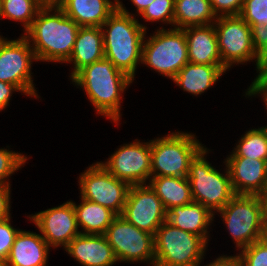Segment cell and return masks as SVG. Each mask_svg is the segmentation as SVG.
Instances as JSON below:
<instances>
[{"mask_svg": "<svg viewBox=\"0 0 267 266\" xmlns=\"http://www.w3.org/2000/svg\"><path fill=\"white\" fill-rule=\"evenodd\" d=\"M104 236L118 262H149L155 265L154 235L138 229L122 215H117Z\"/></svg>", "mask_w": 267, "mask_h": 266, "instance_id": "cell-10", "label": "cell"}, {"mask_svg": "<svg viewBox=\"0 0 267 266\" xmlns=\"http://www.w3.org/2000/svg\"><path fill=\"white\" fill-rule=\"evenodd\" d=\"M252 44L257 55L262 58L267 53V25H251Z\"/></svg>", "mask_w": 267, "mask_h": 266, "instance_id": "cell-35", "label": "cell"}, {"mask_svg": "<svg viewBox=\"0 0 267 266\" xmlns=\"http://www.w3.org/2000/svg\"><path fill=\"white\" fill-rule=\"evenodd\" d=\"M28 158L21 153L0 149V186L11 187L8 177L25 165ZM8 179V180H7Z\"/></svg>", "mask_w": 267, "mask_h": 266, "instance_id": "cell-29", "label": "cell"}, {"mask_svg": "<svg viewBox=\"0 0 267 266\" xmlns=\"http://www.w3.org/2000/svg\"><path fill=\"white\" fill-rule=\"evenodd\" d=\"M81 203L73 206L76 213L77 225L83 229L80 234L104 235L113 219L117 216L109 208L80 198Z\"/></svg>", "mask_w": 267, "mask_h": 266, "instance_id": "cell-26", "label": "cell"}, {"mask_svg": "<svg viewBox=\"0 0 267 266\" xmlns=\"http://www.w3.org/2000/svg\"><path fill=\"white\" fill-rule=\"evenodd\" d=\"M201 262L197 266H200ZM204 266H241L238 256H225L221 255L220 257L213 260L208 265Z\"/></svg>", "mask_w": 267, "mask_h": 266, "instance_id": "cell-39", "label": "cell"}, {"mask_svg": "<svg viewBox=\"0 0 267 266\" xmlns=\"http://www.w3.org/2000/svg\"><path fill=\"white\" fill-rule=\"evenodd\" d=\"M207 152L204 147L191 161L187 178L193 201L201 203L214 214L221 210L235 193L227 166L225 175L220 173L206 160Z\"/></svg>", "mask_w": 267, "mask_h": 266, "instance_id": "cell-6", "label": "cell"}, {"mask_svg": "<svg viewBox=\"0 0 267 266\" xmlns=\"http://www.w3.org/2000/svg\"><path fill=\"white\" fill-rule=\"evenodd\" d=\"M174 4L175 0H154L140 15L145 21H162L173 26Z\"/></svg>", "mask_w": 267, "mask_h": 266, "instance_id": "cell-30", "label": "cell"}, {"mask_svg": "<svg viewBox=\"0 0 267 266\" xmlns=\"http://www.w3.org/2000/svg\"><path fill=\"white\" fill-rule=\"evenodd\" d=\"M214 215L201 203L192 201L187 205L175 206L167 211V222L186 232L200 236L207 244Z\"/></svg>", "mask_w": 267, "mask_h": 266, "instance_id": "cell-20", "label": "cell"}, {"mask_svg": "<svg viewBox=\"0 0 267 266\" xmlns=\"http://www.w3.org/2000/svg\"><path fill=\"white\" fill-rule=\"evenodd\" d=\"M10 217L0 220V266L8 259L15 238L20 230L11 226Z\"/></svg>", "mask_w": 267, "mask_h": 266, "instance_id": "cell-33", "label": "cell"}, {"mask_svg": "<svg viewBox=\"0 0 267 266\" xmlns=\"http://www.w3.org/2000/svg\"><path fill=\"white\" fill-rule=\"evenodd\" d=\"M259 73L254 81H265L267 82V53L261 58V64L259 67Z\"/></svg>", "mask_w": 267, "mask_h": 266, "instance_id": "cell-40", "label": "cell"}, {"mask_svg": "<svg viewBox=\"0 0 267 266\" xmlns=\"http://www.w3.org/2000/svg\"><path fill=\"white\" fill-rule=\"evenodd\" d=\"M10 188L0 186V220L11 217L10 215Z\"/></svg>", "mask_w": 267, "mask_h": 266, "instance_id": "cell-37", "label": "cell"}, {"mask_svg": "<svg viewBox=\"0 0 267 266\" xmlns=\"http://www.w3.org/2000/svg\"><path fill=\"white\" fill-rule=\"evenodd\" d=\"M137 9L136 12L140 14L146 9L154 0H130Z\"/></svg>", "mask_w": 267, "mask_h": 266, "instance_id": "cell-41", "label": "cell"}, {"mask_svg": "<svg viewBox=\"0 0 267 266\" xmlns=\"http://www.w3.org/2000/svg\"><path fill=\"white\" fill-rule=\"evenodd\" d=\"M117 7L118 0H65L59 6L80 27H101Z\"/></svg>", "mask_w": 267, "mask_h": 266, "instance_id": "cell-21", "label": "cell"}, {"mask_svg": "<svg viewBox=\"0 0 267 266\" xmlns=\"http://www.w3.org/2000/svg\"><path fill=\"white\" fill-rule=\"evenodd\" d=\"M42 7H59L65 0H39Z\"/></svg>", "mask_w": 267, "mask_h": 266, "instance_id": "cell-42", "label": "cell"}, {"mask_svg": "<svg viewBox=\"0 0 267 266\" xmlns=\"http://www.w3.org/2000/svg\"><path fill=\"white\" fill-rule=\"evenodd\" d=\"M14 91L21 92L14 84L0 81V111L4 110L9 105L10 97Z\"/></svg>", "mask_w": 267, "mask_h": 266, "instance_id": "cell-36", "label": "cell"}, {"mask_svg": "<svg viewBox=\"0 0 267 266\" xmlns=\"http://www.w3.org/2000/svg\"><path fill=\"white\" fill-rule=\"evenodd\" d=\"M244 0H210L216 16H239Z\"/></svg>", "mask_w": 267, "mask_h": 266, "instance_id": "cell-34", "label": "cell"}, {"mask_svg": "<svg viewBox=\"0 0 267 266\" xmlns=\"http://www.w3.org/2000/svg\"><path fill=\"white\" fill-rule=\"evenodd\" d=\"M183 30L188 45L189 63L222 65L214 24L189 26Z\"/></svg>", "mask_w": 267, "mask_h": 266, "instance_id": "cell-19", "label": "cell"}, {"mask_svg": "<svg viewBox=\"0 0 267 266\" xmlns=\"http://www.w3.org/2000/svg\"><path fill=\"white\" fill-rule=\"evenodd\" d=\"M228 157H249L267 161V126L245 132Z\"/></svg>", "mask_w": 267, "mask_h": 266, "instance_id": "cell-27", "label": "cell"}, {"mask_svg": "<svg viewBox=\"0 0 267 266\" xmlns=\"http://www.w3.org/2000/svg\"><path fill=\"white\" fill-rule=\"evenodd\" d=\"M64 249L82 266H112L118 262L104 235L79 234Z\"/></svg>", "mask_w": 267, "mask_h": 266, "instance_id": "cell-17", "label": "cell"}, {"mask_svg": "<svg viewBox=\"0 0 267 266\" xmlns=\"http://www.w3.org/2000/svg\"><path fill=\"white\" fill-rule=\"evenodd\" d=\"M50 247L64 248L80 234L72 201L27 216Z\"/></svg>", "mask_w": 267, "mask_h": 266, "instance_id": "cell-15", "label": "cell"}, {"mask_svg": "<svg viewBox=\"0 0 267 266\" xmlns=\"http://www.w3.org/2000/svg\"><path fill=\"white\" fill-rule=\"evenodd\" d=\"M226 72L222 65L187 63L172 79L176 85L192 95H201Z\"/></svg>", "mask_w": 267, "mask_h": 266, "instance_id": "cell-23", "label": "cell"}, {"mask_svg": "<svg viewBox=\"0 0 267 266\" xmlns=\"http://www.w3.org/2000/svg\"><path fill=\"white\" fill-rule=\"evenodd\" d=\"M203 148L188 132H173L151 140V177H188L191 161Z\"/></svg>", "mask_w": 267, "mask_h": 266, "instance_id": "cell-5", "label": "cell"}, {"mask_svg": "<svg viewBox=\"0 0 267 266\" xmlns=\"http://www.w3.org/2000/svg\"><path fill=\"white\" fill-rule=\"evenodd\" d=\"M78 183L81 198L122 215L130 188L127 182L116 178L97 162L81 173Z\"/></svg>", "mask_w": 267, "mask_h": 266, "instance_id": "cell-11", "label": "cell"}, {"mask_svg": "<svg viewBox=\"0 0 267 266\" xmlns=\"http://www.w3.org/2000/svg\"><path fill=\"white\" fill-rule=\"evenodd\" d=\"M79 28L59 7H42L23 36L32 43L37 62L65 63L72 54Z\"/></svg>", "mask_w": 267, "mask_h": 266, "instance_id": "cell-2", "label": "cell"}, {"mask_svg": "<svg viewBox=\"0 0 267 266\" xmlns=\"http://www.w3.org/2000/svg\"><path fill=\"white\" fill-rule=\"evenodd\" d=\"M50 246L41 233L18 232L8 259L2 266H46Z\"/></svg>", "mask_w": 267, "mask_h": 266, "instance_id": "cell-18", "label": "cell"}, {"mask_svg": "<svg viewBox=\"0 0 267 266\" xmlns=\"http://www.w3.org/2000/svg\"><path fill=\"white\" fill-rule=\"evenodd\" d=\"M109 173L131 185L146 184L151 178V140L120 146L107 161L99 162Z\"/></svg>", "mask_w": 267, "mask_h": 266, "instance_id": "cell-13", "label": "cell"}, {"mask_svg": "<svg viewBox=\"0 0 267 266\" xmlns=\"http://www.w3.org/2000/svg\"><path fill=\"white\" fill-rule=\"evenodd\" d=\"M118 0L117 9L101 26L105 58L135 80L137 65L141 63L146 26L139 23ZM104 28V29H103ZM139 63V64H138Z\"/></svg>", "mask_w": 267, "mask_h": 266, "instance_id": "cell-1", "label": "cell"}, {"mask_svg": "<svg viewBox=\"0 0 267 266\" xmlns=\"http://www.w3.org/2000/svg\"><path fill=\"white\" fill-rule=\"evenodd\" d=\"M5 38L0 35V44Z\"/></svg>", "mask_w": 267, "mask_h": 266, "instance_id": "cell-43", "label": "cell"}, {"mask_svg": "<svg viewBox=\"0 0 267 266\" xmlns=\"http://www.w3.org/2000/svg\"><path fill=\"white\" fill-rule=\"evenodd\" d=\"M206 247L200 236L165 221L154 235V266H197L204 259Z\"/></svg>", "mask_w": 267, "mask_h": 266, "instance_id": "cell-8", "label": "cell"}, {"mask_svg": "<svg viewBox=\"0 0 267 266\" xmlns=\"http://www.w3.org/2000/svg\"><path fill=\"white\" fill-rule=\"evenodd\" d=\"M218 213L239 251L261 240L266 234V197L235 195Z\"/></svg>", "mask_w": 267, "mask_h": 266, "instance_id": "cell-4", "label": "cell"}, {"mask_svg": "<svg viewBox=\"0 0 267 266\" xmlns=\"http://www.w3.org/2000/svg\"><path fill=\"white\" fill-rule=\"evenodd\" d=\"M105 58L103 32L101 27H80L74 48L66 63H73L70 79L83 67Z\"/></svg>", "mask_w": 267, "mask_h": 266, "instance_id": "cell-22", "label": "cell"}, {"mask_svg": "<svg viewBox=\"0 0 267 266\" xmlns=\"http://www.w3.org/2000/svg\"><path fill=\"white\" fill-rule=\"evenodd\" d=\"M227 166L235 195L267 196V161L249 157H227Z\"/></svg>", "mask_w": 267, "mask_h": 266, "instance_id": "cell-16", "label": "cell"}, {"mask_svg": "<svg viewBox=\"0 0 267 266\" xmlns=\"http://www.w3.org/2000/svg\"><path fill=\"white\" fill-rule=\"evenodd\" d=\"M34 61H37L34 51L24 36L4 39L0 44V81L14 84L26 96L39 98L31 75Z\"/></svg>", "mask_w": 267, "mask_h": 266, "instance_id": "cell-12", "label": "cell"}, {"mask_svg": "<svg viewBox=\"0 0 267 266\" xmlns=\"http://www.w3.org/2000/svg\"><path fill=\"white\" fill-rule=\"evenodd\" d=\"M241 266H267V240L262 238L238 253Z\"/></svg>", "mask_w": 267, "mask_h": 266, "instance_id": "cell-31", "label": "cell"}, {"mask_svg": "<svg viewBox=\"0 0 267 266\" xmlns=\"http://www.w3.org/2000/svg\"><path fill=\"white\" fill-rule=\"evenodd\" d=\"M264 238L267 240V231H266V234H265Z\"/></svg>", "mask_w": 267, "mask_h": 266, "instance_id": "cell-44", "label": "cell"}, {"mask_svg": "<svg viewBox=\"0 0 267 266\" xmlns=\"http://www.w3.org/2000/svg\"><path fill=\"white\" fill-rule=\"evenodd\" d=\"M213 24L222 66L228 70L235 64L255 60L258 72L261 58L254 50L249 24L240 16H219Z\"/></svg>", "mask_w": 267, "mask_h": 266, "instance_id": "cell-9", "label": "cell"}, {"mask_svg": "<svg viewBox=\"0 0 267 266\" xmlns=\"http://www.w3.org/2000/svg\"><path fill=\"white\" fill-rule=\"evenodd\" d=\"M239 16L249 24L267 25V0H244Z\"/></svg>", "mask_w": 267, "mask_h": 266, "instance_id": "cell-32", "label": "cell"}, {"mask_svg": "<svg viewBox=\"0 0 267 266\" xmlns=\"http://www.w3.org/2000/svg\"><path fill=\"white\" fill-rule=\"evenodd\" d=\"M122 216L152 235L167 221V211L149 184L130 186Z\"/></svg>", "mask_w": 267, "mask_h": 266, "instance_id": "cell-14", "label": "cell"}, {"mask_svg": "<svg viewBox=\"0 0 267 266\" xmlns=\"http://www.w3.org/2000/svg\"><path fill=\"white\" fill-rule=\"evenodd\" d=\"M189 62L188 45L181 28H160L144 39L141 64L171 80Z\"/></svg>", "mask_w": 267, "mask_h": 266, "instance_id": "cell-7", "label": "cell"}, {"mask_svg": "<svg viewBox=\"0 0 267 266\" xmlns=\"http://www.w3.org/2000/svg\"><path fill=\"white\" fill-rule=\"evenodd\" d=\"M246 97L256 96L258 94L262 95L265 102V107L267 110V82L265 81H253L250 87L245 92Z\"/></svg>", "mask_w": 267, "mask_h": 266, "instance_id": "cell-38", "label": "cell"}, {"mask_svg": "<svg viewBox=\"0 0 267 266\" xmlns=\"http://www.w3.org/2000/svg\"><path fill=\"white\" fill-rule=\"evenodd\" d=\"M148 184L156 192L166 211L193 201L187 177H151Z\"/></svg>", "mask_w": 267, "mask_h": 266, "instance_id": "cell-24", "label": "cell"}, {"mask_svg": "<svg viewBox=\"0 0 267 266\" xmlns=\"http://www.w3.org/2000/svg\"><path fill=\"white\" fill-rule=\"evenodd\" d=\"M217 18L210 0H175L174 28L211 25Z\"/></svg>", "mask_w": 267, "mask_h": 266, "instance_id": "cell-25", "label": "cell"}, {"mask_svg": "<svg viewBox=\"0 0 267 266\" xmlns=\"http://www.w3.org/2000/svg\"><path fill=\"white\" fill-rule=\"evenodd\" d=\"M71 80L85 90L98 114L112 119L116 124L120 121L121 96L133 80L110 60L103 58L83 67Z\"/></svg>", "mask_w": 267, "mask_h": 266, "instance_id": "cell-3", "label": "cell"}, {"mask_svg": "<svg viewBox=\"0 0 267 266\" xmlns=\"http://www.w3.org/2000/svg\"><path fill=\"white\" fill-rule=\"evenodd\" d=\"M42 8L39 0H0V16L19 21L26 32L38 11Z\"/></svg>", "mask_w": 267, "mask_h": 266, "instance_id": "cell-28", "label": "cell"}]
</instances>
